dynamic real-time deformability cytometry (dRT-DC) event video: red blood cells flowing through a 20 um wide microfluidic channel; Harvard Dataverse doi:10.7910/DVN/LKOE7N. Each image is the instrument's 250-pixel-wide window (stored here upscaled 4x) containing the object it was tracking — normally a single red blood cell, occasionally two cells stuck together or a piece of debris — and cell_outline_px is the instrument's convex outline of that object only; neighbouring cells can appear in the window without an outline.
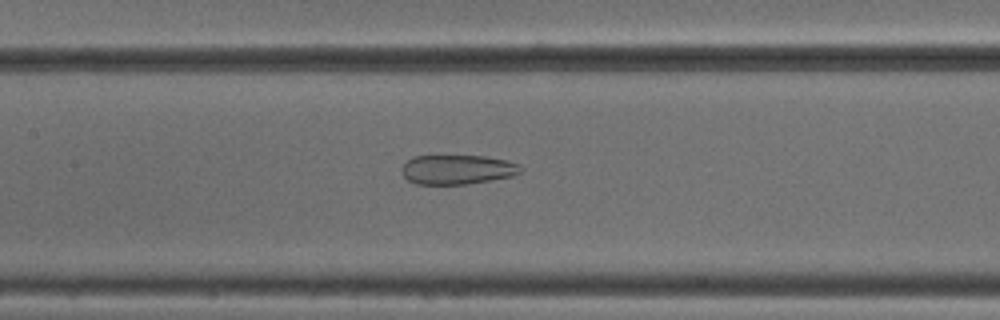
{"species": "common noctule bat (a hibernating species)", "species_latin": "Nyctalus noctula", "temperature_condition": "cold", "stored_images_in_passage": 52, "camera_frame_rate_fps": 3000, "um_per_image_px": 0.085, "animal": {"sex": "male", "body_mass_g": 18.8}, "frame": {"image": 1, "passage_image": 25, "time_ms": 8.0, "image_size_px": [1000, 320], "cell_outline_px": [[520, 172], [512, 176], [464, 184], [416, 184], [408, 180], [404, 176], [400, 168], [408, 160], [416, 156], [484, 156], [508, 160], [520, 164]], "centroid_in_image_um": [38.86, 14.4], "position_along_channel_um": 168.5, "area_um2": 20.23}}
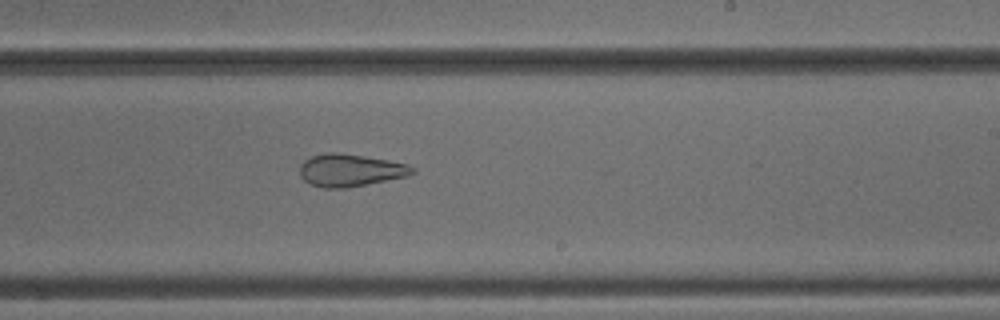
{"frame": {"image": 2, "passage_image": 32, "time_ms": 10.333, "image_size_px": [1000, 320], "cell_outline_px": [[416, 172], [408, 176], [344, 188], [324, 188], [312, 184], [304, 180], [300, 176], [300, 164], [304, 160], [312, 156], [328, 152], [336, 152], [364, 156], [388, 160], [408, 164], [416, 168]], "centroid_in_image_um": [29.79, 14.46], "position_along_channel_um": 259.2, "area_um2": 21.21}}
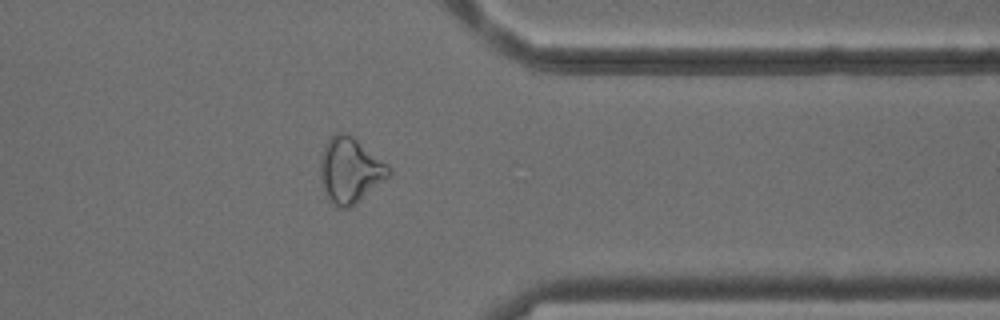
{"frame": {"image": 3, "passage_image": 42, "time_ms": 13.667, "image_size_px": [1000, 320], "cell_outline_px": [[392, 176], [356, 204], [348, 208], [336, 208], [328, 196], [324, 188], [320, 176], [320, 160], [324, 148], [328, 140], [336, 132], [340, 132], [352, 136], [388, 164], [392, 168]], "centroid_in_image_um": [29.81, 14.5], "position_along_channel_um": 381.6, "area_um2": 26.13}}